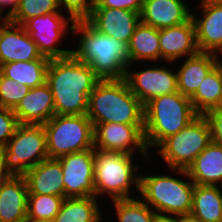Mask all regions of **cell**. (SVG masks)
<instances>
[{"mask_svg": "<svg viewBox=\"0 0 222 222\" xmlns=\"http://www.w3.org/2000/svg\"><path fill=\"white\" fill-rule=\"evenodd\" d=\"M100 80L90 65L73 54L50 59L46 83L53 94L55 115L87 114L89 95Z\"/></svg>", "mask_w": 222, "mask_h": 222, "instance_id": "6da1fadb", "label": "cell"}, {"mask_svg": "<svg viewBox=\"0 0 222 222\" xmlns=\"http://www.w3.org/2000/svg\"><path fill=\"white\" fill-rule=\"evenodd\" d=\"M76 40L73 55L94 70L101 79H124L128 63L127 45L99 33L87 21H76L72 36Z\"/></svg>", "mask_w": 222, "mask_h": 222, "instance_id": "7a4b0ae2", "label": "cell"}, {"mask_svg": "<svg viewBox=\"0 0 222 222\" xmlns=\"http://www.w3.org/2000/svg\"><path fill=\"white\" fill-rule=\"evenodd\" d=\"M165 169L169 170L166 172L167 175L166 170L164 174L159 172V175L155 172L148 175L141 171L138 196H141L140 198L159 216L175 217L190 214L195 184L187 170ZM173 173L177 175L174 177Z\"/></svg>", "mask_w": 222, "mask_h": 222, "instance_id": "3957f363", "label": "cell"}, {"mask_svg": "<svg viewBox=\"0 0 222 222\" xmlns=\"http://www.w3.org/2000/svg\"><path fill=\"white\" fill-rule=\"evenodd\" d=\"M87 117L93 125H144V106L125 79L100 80L89 95Z\"/></svg>", "mask_w": 222, "mask_h": 222, "instance_id": "277c9868", "label": "cell"}, {"mask_svg": "<svg viewBox=\"0 0 222 222\" xmlns=\"http://www.w3.org/2000/svg\"><path fill=\"white\" fill-rule=\"evenodd\" d=\"M134 156L94 149V187L97 198L102 199V196L104 198L107 196L109 201H112L139 195L140 174L138 173L141 166ZM135 159L137 162H134ZM132 190L136 192L133 193L134 196Z\"/></svg>", "mask_w": 222, "mask_h": 222, "instance_id": "5b68a950", "label": "cell"}, {"mask_svg": "<svg viewBox=\"0 0 222 222\" xmlns=\"http://www.w3.org/2000/svg\"><path fill=\"white\" fill-rule=\"evenodd\" d=\"M199 114L179 91L156 97L144 106V138L148 151L178 133Z\"/></svg>", "mask_w": 222, "mask_h": 222, "instance_id": "8992f818", "label": "cell"}, {"mask_svg": "<svg viewBox=\"0 0 222 222\" xmlns=\"http://www.w3.org/2000/svg\"><path fill=\"white\" fill-rule=\"evenodd\" d=\"M49 158L94 149V127L85 115H54L43 124Z\"/></svg>", "mask_w": 222, "mask_h": 222, "instance_id": "52a82bcc", "label": "cell"}, {"mask_svg": "<svg viewBox=\"0 0 222 222\" xmlns=\"http://www.w3.org/2000/svg\"><path fill=\"white\" fill-rule=\"evenodd\" d=\"M211 143V129L204 115H198L178 133L163 140L155 149L167 168L185 169Z\"/></svg>", "mask_w": 222, "mask_h": 222, "instance_id": "ba28073f", "label": "cell"}, {"mask_svg": "<svg viewBox=\"0 0 222 222\" xmlns=\"http://www.w3.org/2000/svg\"><path fill=\"white\" fill-rule=\"evenodd\" d=\"M6 167L12 176H24L39 162L49 158L43 125L19 124L5 145Z\"/></svg>", "mask_w": 222, "mask_h": 222, "instance_id": "9c48e42d", "label": "cell"}, {"mask_svg": "<svg viewBox=\"0 0 222 222\" xmlns=\"http://www.w3.org/2000/svg\"><path fill=\"white\" fill-rule=\"evenodd\" d=\"M63 13L51 12L42 16L32 17L22 24L24 30L36 43L42 56L49 59L65 58L73 53V49L61 47L63 44L60 42L62 41L63 43L66 40L64 37L69 33H73L75 24L73 19Z\"/></svg>", "mask_w": 222, "mask_h": 222, "instance_id": "30bf717a", "label": "cell"}, {"mask_svg": "<svg viewBox=\"0 0 222 222\" xmlns=\"http://www.w3.org/2000/svg\"><path fill=\"white\" fill-rule=\"evenodd\" d=\"M94 149L122 152L124 154L139 155L143 163H150L153 159L144 138V125H128L123 123H105L93 125ZM138 153H137V152ZM147 161V162H146Z\"/></svg>", "mask_w": 222, "mask_h": 222, "instance_id": "8fae6325", "label": "cell"}, {"mask_svg": "<svg viewBox=\"0 0 222 222\" xmlns=\"http://www.w3.org/2000/svg\"><path fill=\"white\" fill-rule=\"evenodd\" d=\"M161 62L154 65H146L148 67L137 70H131L128 66L125 73V80L131 92L145 106L152 99L178 92L177 71L175 69L160 66Z\"/></svg>", "mask_w": 222, "mask_h": 222, "instance_id": "7c38bea8", "label": "cell"}, {"mask_svg": "<svg viewBox=\"0 0 222 222\" xmlns=\"http://www.w3.org/2000/svg\"><path fill=\"white\" fill-rule=\"evenodd\" d=\"M62 165L65 198L95 196L94 149L57 158Z\"/></svg>", "mask_w": 222, "mask_h": 222, "instance_id": "4fadbf2b", "label": "cell"}, {"mask_svg": "<svg viewBox=\"0 0 222 222\" xmlns=\"http://www.w3.org/2000/svg\"><path fill=\"white\" fill-rule=\"evenodd\" d=\"M201 15L192 11L196 42L200 52L222 57V2L198 1ZM201 8V9H200ZM196 13V14H195Z\"/></svg>", "mask_w": 222, "mask_h": 222, "instance_id": "5bb4252c", "label": "cell"}, {"mask_svg": "<svg viewBox=\"0 0 222 222\" xmlns=\"http://www.w3.org/2000/svg\"><path fill=\"white\" fill-rule=\"evenodd\" d=\"M86 21L99 33L128 45L141 20L140 13L131 10L93 7Z\"/></svg>", "mask_w": 222, "mask_h": 222, "instance_id": "9a60e30c", "label": "cell"}, {"mask_svg": "<svg viewBox=\"0 0 222 222\" xmlns=\"http://www.w3.org/2000/svg\"><path fill=\"white\" fill-rule=\"evenodd\" d=\"M49 59L42 56L36 43L22 25L5 20L0 26V66L8 62Z\"/></svg>", "mask_w": 222, "mask_h": 222, "instance_id": "2e32d148", "label": "cell"}, {"mask_svg": "<svg viewBox=\"0 0 222 222\" xmlns=\"http://www.w3.org/2000/svg\"><path fill=\"white\" fill-rule=\"evenodd\" d=\"M159 41L161 49V64L168 65L187 57L197 55L200 51L197 47L195 26L192 18L187 22L159 29Z\"/></svg>", "mask_w": 222, "mask_h": 222, "instance_id": "e0dca14e", "label": "cell"}, {"mask_svg": "<svg viewBox=\"0 0 222 222\" xmlns=\"http://www.w3.org/2000/svg\"><path fill=\"white\" fill-rule=\"evenodd\" d=\"M188 5L185 0H144L140 20L156 29L177 26L191 18Z\"/></svg>", "mask_w": 222, "mask_h": 222, "instance_id": "ac0fdd59", "label": "cell"}, {"mask_svg": "<svg viewBox=\"0 0 222 222\" xmlns=\"http://www.w3.org/2000/svg\"><path fill=\"white\" fill-rule=\"evenodd\" d=\"M13 111L19 124H45L55 115L53 94L48 84L30 89Z\"/></svg>", "mask_w": 222, "mask_h": 222, "instance_id": "d6986e66", "label": "cell"}, {"mask_svg": "<svg viewBox=\"0 0 222 222\" xmlns=\"http://www.w3.org/2000/svg\"><path fill=\"white\" fill-rule=\"evenodd\" d=\"M183 60L180 59L182 62L179 61L180 66L176 69L178 91L191 98L206 75L222 60V57L214 53L199 52Z\"/></svg>", "mask_w": 222, "mask_h": 222, "instance_id": "ffe728a7", "label": "cell"}, {"mask_svg": "<svg viewBox=\"0 0 222 222\" xmlns=\"http://www.w3.org/2000/svg\"><path fill=\"white\" fill-rule=\"evenodd\" d=\"M24 178L29 194L63 196L65 187L62 178V165L57 158H47L29 169Z\"/></svg>", "mask_w": 222, "mask_h": 222, "instance_id": "44dd1931", "label": "cell"}, {"mask_svg": "<svg viewBox=\"0 0 222 222\" xmlns=\"http://www.w3.org/2000/svg\"><path fill=\"white\" fill-rule=\"evenodd\" d=\"M28 187L24 176L0 183V222H22L27 217Z\"/></svg>", "mask_w": 222, "mask_h": 222, "instance_id": "7402d4cb", "label": "cell"}, {"mask_svg": "<svg viewBox=\"0 0 222 222\" xmlns=\"http://www.w3.org/2000/svg\"><path fill=\"white\" fill-rule=\"evenodd\" d=\"M127 53L128 66H132L131 68L139 62L140 64L146 63V61L150 62V64L161 62L159 29L140 21L127 45Z\"/></svg>", "mask_w": 222, "mask_h": 222, "instance_id": "603a6c76", "label": "cell"}, {"mask_svg": "<svg viewBox=\"0 0 222 222\" xmlns=\"http://www.w3.org/2000/svg\"><path fill=\"white\" fill-rule=\"evenodd\" d=\"M188 175L196 185H217L222 183V146L211 143L187 168Z\"/></svg>", "mask_w": 222, "mask_h": 222, "instance_id": "cb8c5ba5", "label": "cell"}, {"mask_svg": "<svg viewBox=\"0 0 222 222\" xmlns=\"http://www.w3.org/2000/svg\"><path fill=\"white\" fill-rule=\"evenodd\" d=\"M99 199L96 196L64 198L52 222H104Z\"/></svg>", "mask_w": 222, "mask_h": 222, "instance_id": "d4e9b609", "label": "cell"}, {"mask_svg": "<svg viewBox=\"0 0 222 222\" xmlns=\"http://www.w3.org/2000/svg\"><path fill=\"white\" fill-rule=\"evenodd\" d=\"M190 214L201 222H222L220 186L195 184Z\"/></svg>", "mask_w": 222, "mask_h": 222, "instance_id": "484cf974", "label": "cell"}, {"mask_svg": "<svg viewBox=\"0 0 222 222\" xmlns=\"http://www.w3.org/2000/svg\"><path fill=\"white\" fill-rule=\"evenodd\" d=\"M199 115L218 109L222 104V60L206 75L196 93L190 98Z\"/></svg>", "mask_w": 222, "mask_h": 222, "instance_id": "4316f807", "label": "cell"}, {"mask_svg": "<svg viewBox=\"0 0 222 222\" xmlns=\"http://www.w3.org/2000/svg\"><path fill=\"white\" fill-rule=\"evenodd\" d=\"M50 59L8 62L0 66V72L30 89L46 83L47 68Z\"/></svg>", "mask_w": 222, "mask_h": 222, "instance_id": "83f0119b", "label": "cell"}, {"mask_svg": "<svg viewBox=\"0 0 222 222\" xmlns=\"http://www.w3.org/2000/svg\"><path fill=\"white\" fill-rule=\"evenodd\" d=\"M110 202L117 222H155L159 216L139 196Z\"/></svg>", "mask_w": 222, "mask_h": 222, "instance_id": "f1b7e54d", "label": "cell"}, {"mask_svg": "<svg viewBox=\"0 0 222 222\" xmlns=\"http://www.w3.org/2000/svg\"><path fill=\"white\" fill-rule=\"evenodd\" d=\"M63 200V196L28 194L27 217L52 222Z\"/></svg>", "mask_w": 222, "mask_h": 222, "instance_id": "f546056e", "label": "cell"}, {"mask_svg": "<svg viewBox=\"0 0 222 222\" xmlns=\"http://www.w3.org/2000/svg\"><path fill=\"white\" fill-rule=\"evenodd\" d=\"M51 12H62L58 0H19L16 12L8 20L22 25L32 17Z\"/></svg>", "mask_w": 222, "mask_h": 222, "instance_id": "4dcf8cb0", "label": "cell"}, {"mask_svg": "<svg viewBox=\"0 0 222 222\" xmlns=\"http://www.w3.org/2000/svg\"><path fill=\"white\" fill-rule=\"evenodd\" d=\"M30 91L26 85L4 76L0 72V107L14 110Z\"/></svg>", "mask_w": 222, "mask_h": 222, "instance_id": "1f68e13d", "label": "cell"}, {"mask_svg": "<svg viewBox=\"0 0 222 222\" xmlns=\"http://www.w3.org/2000/svg\"><path fill=\"white\" fill-rule=\"evenodd\" d=\"M61 11L76 21H86L94 6V0H58ZM67 10V11H66Z\"/></svg>", "mask_w": 222, "mask_h": 222, "instance_id": "d6a6232c", "label": "cell"}, {"mask_svg": "<svg viewBox=\"0 0 222 222\" xmlns=\"http://www.w3.org/2000/svg\"><path fill=\"white\" fill-rule=\"evenodd\" d=\"M19 125L12 109L0 107V146H5Z\"/></svg>", "mask_w": 222, "mask_h": 222, "instance_id": "836d02e7", "label": "cell"}, {"mask_svg": "<svg viewBox=\"0 0 222 222\" xmlns=\"http://www.w3.org/2000/svg\"><path fill=\"white\" fill-rule=\"evenodd\" d=\"M204 116L210 125L211 141L222 146V111L213 109L207 111Z\"/></svg>", "mask_w": 222, "mask_h": 222, "instance_id": "e575fe53", "label": "cell"}, {"mask_svg": "<svg viewBox=\"0 0 222 222\" xmlns=\"http://www.w3.org/2000/svg\"><path fill=\"white\" fill-rule=\"evenodd\" d=\"M144 0H94L93 7L116 8L140 13Z\"/></svg>", "mask_w": 222, "mask_h": 222, "instance_id": "d590c367", "label": "cell"}, {"mask_svg": "<svg viewBox=\"0 0 222 222\" xmlns=\"http://www.w3.org/2000/svg\"><path fill=\"white\" fill-rule=\"evenodd\" d=\"M18 5L19 0H0V15L8 20L16 12Z\"/></svg>", "mask_w": 222, "mask_h": 222, "instance_id": "8d00e7d4", "label": "cell"}, {"mask_svg": "<svg viewBox=\"0 0 222 222\" xmlns=\"http://www.w3.org/2000/svg\"><path fill=\"white\" fill-rule=\"evenodd\" d=\"M12 177L6 167L5 146H0V183L9 180Z\"/></svg>", "mask_w": 222, "mask_h": 222, "instance_id": "74e56055", "label": "cell"}, {"mask_svg": "<svg viewBox=\"0 0 222 222\" xmlns=\"http://www.w3.org/2000/svg\"><path fill=\"white\" fill-rule=\"evenodd\" d=\"M176 222H201L198 218L191 214L176 216Z\"/></svg>", "mask_w": 222, "mask_h": 222, "instance_id": "f35d334b", "label": "cell"}, {"mask_svg": "<svg viewBox=\"0 0 222 222\" xmlns=\"http://www.w3.org/2000/svg\"><path fill=\"white\" fill-rule=\"evenodd\" d=\"M155 222H176V216L175 217L158 216Z\"/></svg>", "mask_w": 222, "mask_h": 222, "instance_id": "ab89813d", "label": "cell"}, {"mask_svg": "<svg viewBox=\"0 0 222 222\" xmlns=\"http://www.w3.org/2000/svg\"><path fill=\"white\" fill-rule=\"evenodd\" d=\"M22 222H49V221H46V220H37V219H33V218H29V217H26V219Z\"/></svg>", "mask_w": 222, "mask_h": 222, "instance_id": "60d3db41", "label": "cell"}, {"mask_svg": "<svg viewBox=\"0 0 222 222\" xmlns=\"http://www.w3.org/2000/svg\"><path fill=\"white\" fill-rule=\"evenodd\" d=\"M5 20L6 19L3 16L0 15V26L4 23Z\"/></svg>", "mask_w": 222, "mask_h": 222, "instance_id": "b9f144b4", "label": "cell"}, {"mask_svg": "<svg viewBox=\"0 0 222 222\" xmlns=\"http://www.w3.org/2000/svg\"><path fill=\"white\" fill-rule=\"evenodd\" d=\"M206 1H211V2H222V0H206Z\"/></svg>", "mask_w": 222, "mask_h": 222, "instance_id": "7bdbcfd3", "label": "cell"}, {"mask_svg": "<svg viewBox=\"0 0 222 222\" xmlns=\"http://www.w3.org/2000/svg\"><path fill=\"white\" fill-rule=\"evenodd\" d=\"M220 111H222V104H221V106L218 108Z\"/></svg>", "mask_w": 222, "mask_h": 222, "instance_id": "ee69618b", "label": "cell"}]
</instances>
